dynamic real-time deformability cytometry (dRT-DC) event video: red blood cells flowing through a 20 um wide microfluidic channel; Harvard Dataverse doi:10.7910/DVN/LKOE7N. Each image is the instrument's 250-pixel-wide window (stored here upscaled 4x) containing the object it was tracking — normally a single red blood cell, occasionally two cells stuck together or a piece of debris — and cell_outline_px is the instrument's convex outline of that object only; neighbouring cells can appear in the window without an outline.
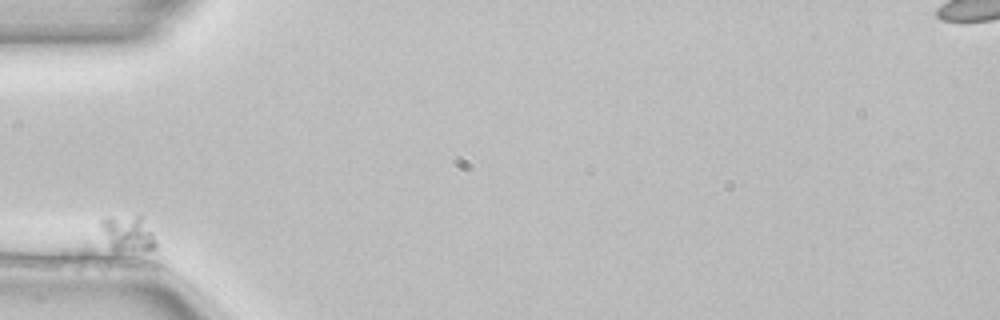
{"species": "common noctule bat (a hibernating species)", "species_latin": "Nyctalus noctula", "temperature_condition": "room temperature", "stored_images_in_passage": 8, "camera_frame_rate_fps": 3000, "um_per_image_px": 0.085, "animal": {"sex": "female", "body_mass_g": 22.7, "forearm_length_mm": 54.2}, "frame": {"image": 1, "passage_image": 1, "time_ms": 0.0, "image_size_px": [1000, 320], "cell_outline_px": [[156, 248], [112, 248], [108, 244], [100, 224], [100, 220], [108, 216], [140, 216], [152, 232], [156, 240]], "centroid_in_image_um": [10.84, 19.76], "position_along_channel_um": 74.2, "area_um2": 10.69}}